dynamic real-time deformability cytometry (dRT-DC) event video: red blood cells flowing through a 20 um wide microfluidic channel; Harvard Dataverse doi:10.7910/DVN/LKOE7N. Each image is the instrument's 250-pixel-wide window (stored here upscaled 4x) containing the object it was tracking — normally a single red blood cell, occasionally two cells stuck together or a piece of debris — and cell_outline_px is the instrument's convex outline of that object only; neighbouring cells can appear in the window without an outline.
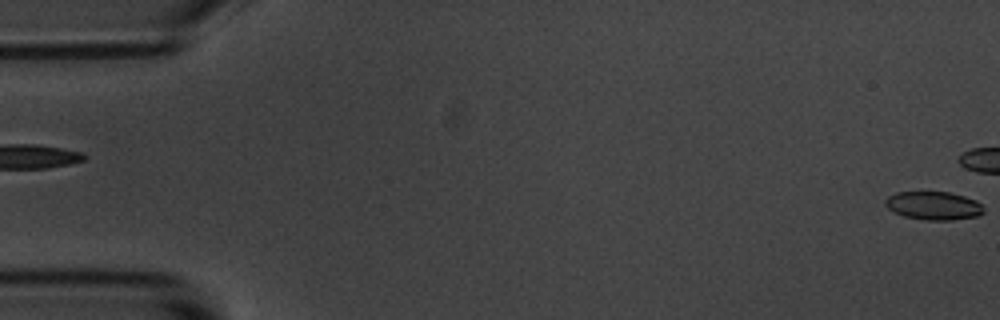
{"species": "common noctule bat (a hibernating species)", "species_latin": "Nyctalus noctula", "temperature_condition": "room temperature", "stored_images_in_passage": 43, "camera_frame_rate_fps": 3000, "um_per_image_px": 0.085, "animal": {"sex": "male", "body_mass_g": 20.1, "forearm_length_mm": 53.5}, "frame": {"image": 1, "passage_image": 1, "time_ms": 0.0, "image_size_px": [1000, 320], "cell_outline_px": [[984, 212], [980, 216], [952, 220], [924, 220], [904, 216], [888, 208], [884, 204], [884, 200], [888, 196], [896, 192], [948, 192], [964, 196], [976, 200], [984, 208]], "centroid_in_image_um": [79.37, 17.48], "position_along_channel_um": 5.6, "area_um2": 16.3}}
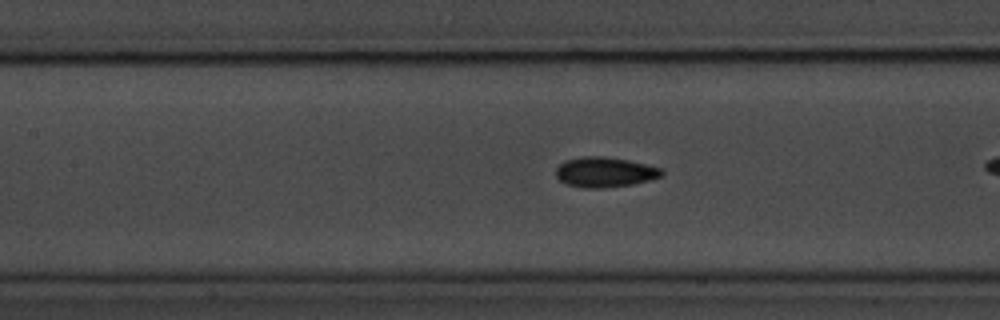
{"frame": {"image": 2, "passage_image": 25, "time_ms": 8.0, "image_size_px": [1000, 320], "cell_outline_px": [[664, 176], [632, 184], [600, 188], [584, 188], [568, 184], [560, 180], [556, 176], [556, 168], [564, 160], [584, 156], [604, 156], [628, 160], [664, 168]], "centroid_in_image_um": [51.44, 14.62], "position_along_channel_um": 156.0, "area_um2": 18.61}}